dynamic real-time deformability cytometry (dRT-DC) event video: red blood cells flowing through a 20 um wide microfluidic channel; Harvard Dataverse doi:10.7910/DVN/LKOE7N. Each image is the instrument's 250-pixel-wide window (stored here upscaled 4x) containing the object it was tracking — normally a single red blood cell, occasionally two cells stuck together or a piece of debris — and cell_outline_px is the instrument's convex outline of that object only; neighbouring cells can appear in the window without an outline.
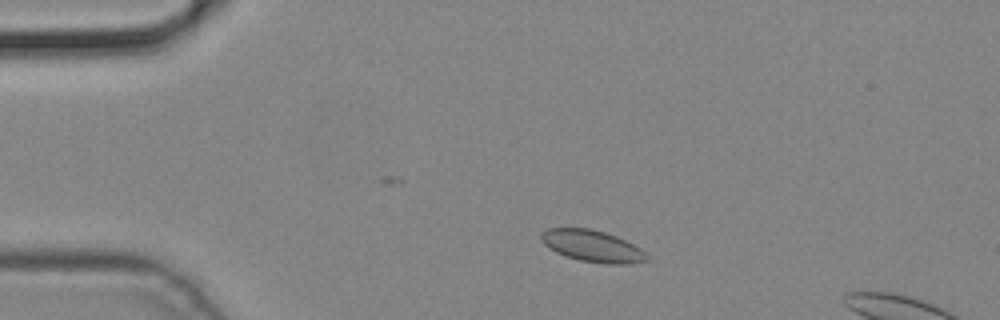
{"species": "common noctule bat (a hibernating species)", "species_latin": "Nyctalus noctula", "temperature_condition": "cold", "stored_images_in_passage": 4, "camera_frame_rate_fps": 3000, "um_per_image_px": 0.085, "animal": {"sex": "male", "body_mass_g": 19.2, "forearm_length_mm": 51.8}, "frame": {"image": 1, "passage_image": 2, "time_ms": 0.333, "image_size_px": [1000, 320], "cell_outline_px": [[648, 260], [632, 264], [604, 264], [580, 260], [556, 252], [548, 248], [540, 240], [540, 232], [548, 228], [588, 228], [604, 232], [616, 236], [640, 248], [648, 256]], "centroid_in_image_um": [50.32, 20.91], "position_along_channel_um": 34.7, "area_um2": 19.48}}